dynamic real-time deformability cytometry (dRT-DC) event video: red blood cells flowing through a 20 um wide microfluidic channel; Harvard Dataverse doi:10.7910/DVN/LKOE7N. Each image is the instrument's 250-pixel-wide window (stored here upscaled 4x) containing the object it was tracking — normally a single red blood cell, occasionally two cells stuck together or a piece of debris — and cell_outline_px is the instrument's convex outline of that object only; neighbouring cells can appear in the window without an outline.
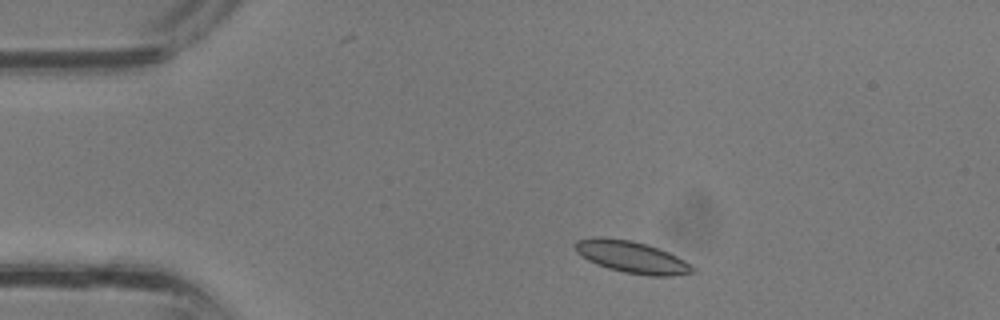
{"species": "common noctule bat (a hibernating species)", "species_latin": "Nyctalus noctula", "temperature_condition": "room temperature", "stored_images_in_passage": 31, "camera_frame_rate_fps": 3000, "um_per_image_px": 0.085, "animal": {"sex": "male", "body_mass_g": 13.3}, "frame": {"image": 1, "passage_image": 1, "time_ms": 0.0, "image_size_px": [1000, 320], "cell_outline_px": [[696, 272], [672, 276], [648, 276], [624, 272], [608, 268], [596, 264], [580, 256], [576, 252], [576, 240], [596, 236], [600, 236], [632, 240], [648, 244], [668, 252], [692, 264], [696, 268]], "centroid_in_image_um": [53.72, 21.84], "position_along_channel_um": 31.3, "area_um2": 22.08}}
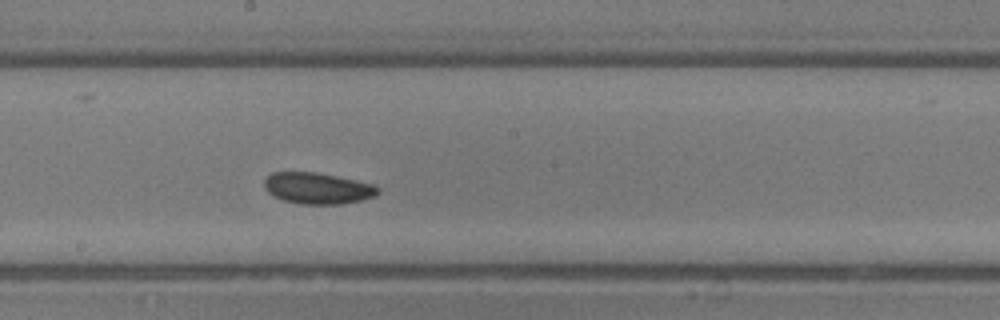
{"frame": {"image": 2, "passage_image": 14, "time_ms": 4.333, "image_size_px": [1000, 320], "cell_outline_px": [[380, 192], [364, 200], [340, 204], [300, 204], [284, 200], [272, 196], [264, 188], [264, 180], [272, 172], [316, 172], [356, 180], [372, 184], [380, 188]], "centroid_in_image_um": [26.98, 16.0], "position_along_channel_um": 221.2, "area_um2": 20.75}}
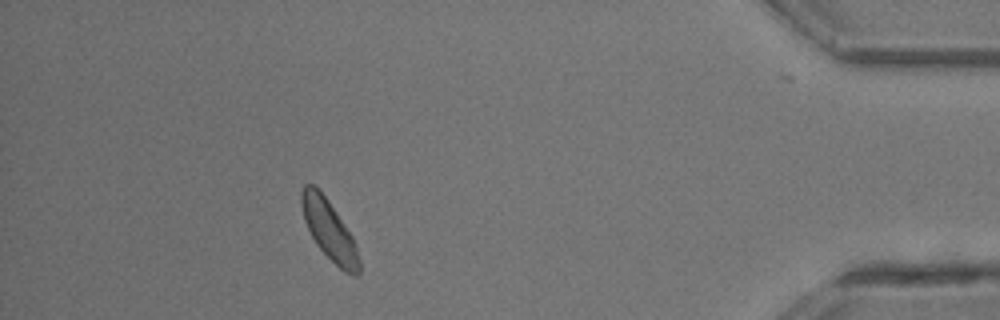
{"frame": {"image": 3, "passage_image": 27, "time_ms": 8.667, "image_size_px": [1000, 320], "cell_outline_px": [[360, 276], [352, 276], [344, 272], [316, 244], [304, 220], [300, 204], [300, 192], [304, 184], [312, 184], [328, 200], [352, 236], [356, 244], [360, 260]], "centroid_in_image_um": [27.99, 19.58], "position_along_channel_um": 407.2, "area_um2": 19.94}}